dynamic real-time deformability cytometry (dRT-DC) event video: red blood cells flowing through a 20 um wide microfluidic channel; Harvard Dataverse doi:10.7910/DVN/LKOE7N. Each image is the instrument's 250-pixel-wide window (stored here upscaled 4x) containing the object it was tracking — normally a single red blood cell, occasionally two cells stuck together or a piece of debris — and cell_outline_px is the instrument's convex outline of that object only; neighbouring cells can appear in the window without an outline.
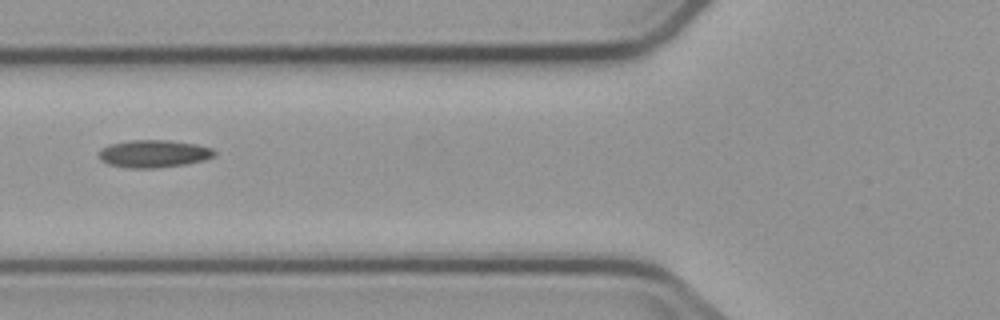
{"species": "common noctule bat (a hibernating species)", "species_latin": "Nyctalus noctula", "temperature_condition": "cold", "stored_images_in_passage": 14, "camera_frame_rate_fps": 3000, "um_per_image_px": 0.085, "animal": {"sex": "male", "body_mass_g": 23.1, "forearm_length_mm": 52.7}, "frame": {"image": 1, "passage_image": 5, "time_ms": 6.0, "image_size_px": [1000, 320], "cell_outline_px": [[216, 156], [204, 160], [188, 164], [156, 168], [128, 168], [108, 164], [100, 160], [100, 152], [108, 144], [132, 140], [168, 140], [196, 144], [212, 148], [216, 152]], "centroid_in_image_um": [13.11, 13.07], "position_along_channel_um": 112.7, "area_um2": 18.61}}
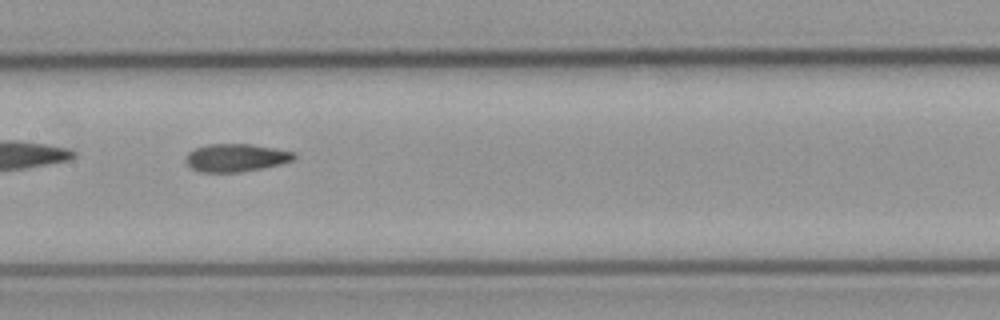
{"frame": {"image": 2, "passage_image": 7, "time_ms": 8.0, "image_size_px": [1000, 320], "cell_outline_px": [[296, 156], [292, 160], [280, 164], [240, 172], [200, 172], [192, 168], [184, 160], [188, 152], [196, 148], [208, 144], [252, 144], [292, 152]], "centroid_in_image_um": [20.0, 13.4], "position_along_channel_um": 187.4, "area_um2": 17.34}}
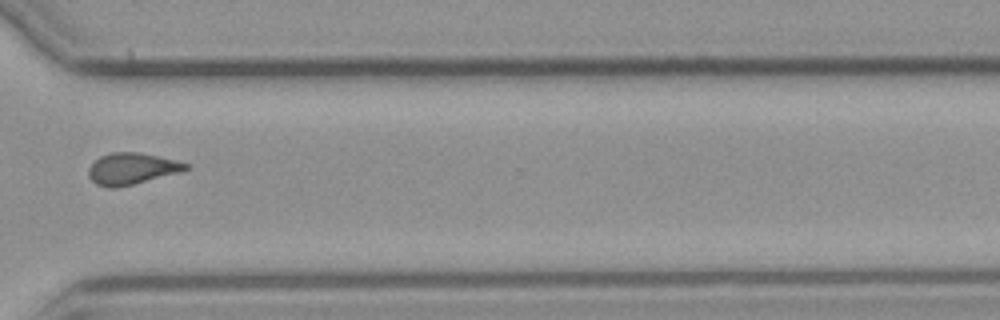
{"frame": {"image": 3, "passage_image": 11, "time_ms": 12.667, "image_size_px": [1000, 320], "cell_outline_px": [[192, 168], [180, 172], [116, 188], [108, 188], [96, 184], [88, 176], [88, 168], [100, 156], [112, 152], [140, 152], [176, 160], [188, 164]], "centroid_in_image_um": [11.2, 14.33], "position_along_channel_um": 359.4, "area_um2": 17.8}, "authors_computed_cell_mechanics": {"area_um2": 17.8024, "velocity_mm_per_s": 3.6832, "shape_relaxation_time_tau1_ms": null, "shape_relaxation_time_tau2_ms": 6.2932, "deformation_change_tau1": null, "deformation_change_tau2": 0.1351}}